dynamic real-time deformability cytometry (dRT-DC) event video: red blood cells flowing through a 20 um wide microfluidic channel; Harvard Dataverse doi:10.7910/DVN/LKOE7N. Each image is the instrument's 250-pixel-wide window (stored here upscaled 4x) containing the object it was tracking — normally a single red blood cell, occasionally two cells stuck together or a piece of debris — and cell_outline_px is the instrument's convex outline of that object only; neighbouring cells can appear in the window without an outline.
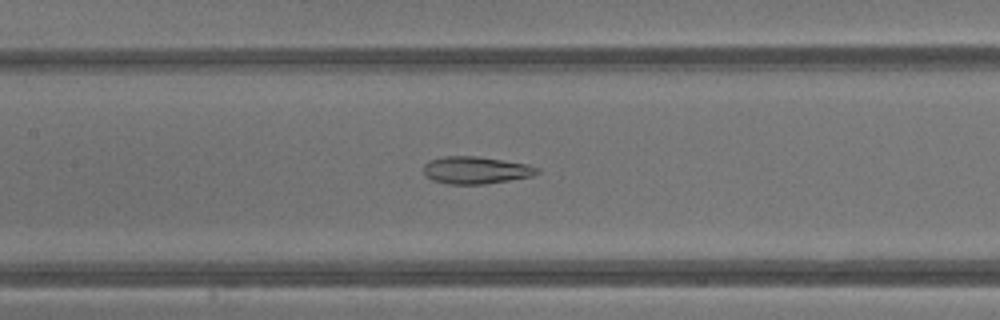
{"species": "common noctule bat (a hibernating species)", "species_latin": "Nyctalus noctula", "temperature_condition": "warm", "stored_images_in_passage": 42, "camera_frame_rate_fps": 3000, "um_per_image_px": 0.085, "animal": {"sex": "male", "body_mass_g": 13.3}, "frame": {"image": 1, "passage_image": 20, "time_ms": 6.333, "image_size_px": [1000, 320], "cell_outline_px": [[540, 172], [532, 176], [484, 184], [448, 184], [432, 180], [424, 176], [424, 164], [428, 160], [444, 156], [480, 156], [528, 164], [540, 168]], "centroid_in_image_um": [40.43, 14.45], "position_along_channel_um": 167.0, "area_um2": 18.26}}
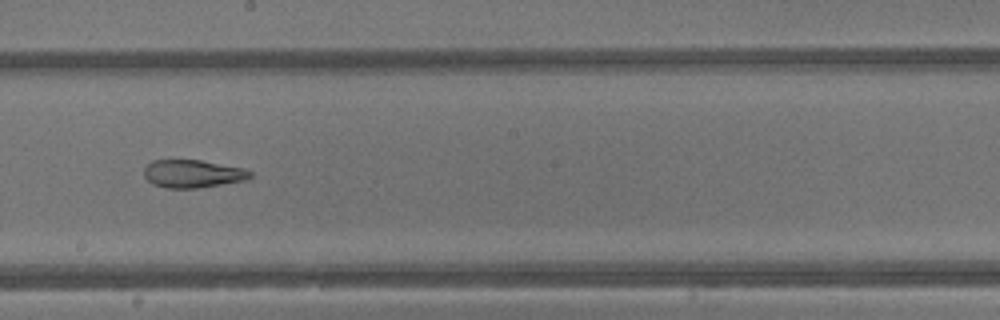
{"frame": {"image": 2, "passage_image": 24, "time_ms": 7.667, "image_size_px": [1000, 320], "cell_outline_px": [[252, 176], [244, 180], [196, 188], [168, 188], [152, 184], [144, 176], [144, 168], [152, 160], [200, 160], [244, 168], [252, 172]], "centroid_in_image_um": [16.36, 14.76], "position_along_channel_um": 231.8, "area_um2": 17.11}}
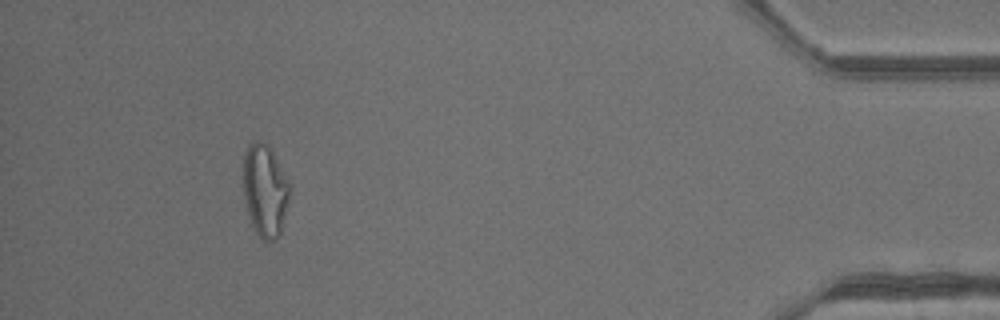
{"frame": {"image": 3, "passage_image": 39, "time_ms": 12.667, "image_size_px": [1000, 320], "cell_outline_px": [[288, 204], [280, 232], [276, 240], [264, 240], [256, 232], [252, 224], [248, 212], [244, 196], [244, 152], [248, 144], [256, 140], [264, 140], [268, 144], [288, 180]], "centroid_in_image_um": [22.51, 16.14], "position_along_channel_um": 412.7, "area_um2": 24.57}, "authors_computed_cell_mechanics": {"area_um2": 23.6113, "velocity_mm_per_s": 4.8838, "shape_relaxation_time_tau1_ms": null, "shape_relaxation_time_tau2_ms": 1.6276, "deformation_change_tau1": null, "deformation_change_tau2": 0.1063}}